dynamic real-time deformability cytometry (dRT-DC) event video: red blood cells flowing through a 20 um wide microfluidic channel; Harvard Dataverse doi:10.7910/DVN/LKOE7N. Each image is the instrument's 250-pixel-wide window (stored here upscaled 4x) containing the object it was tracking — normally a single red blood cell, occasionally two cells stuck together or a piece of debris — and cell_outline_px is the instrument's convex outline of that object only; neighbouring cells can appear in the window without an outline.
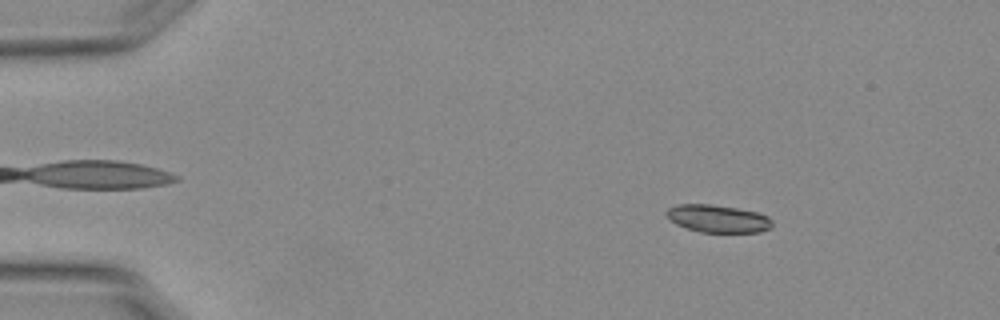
{"species": "Egyptian fruit bat (a non-hibernating species)", "species_latin": "Rousettus aegyptiacus", "temperature_condition": "warm", "stored_images_in_passage": 54, "camera_frame_rate_fps": 3000, "um_per_image_px": 0.085, "animal": {"sex": "female"}, "frame": {"image": 1, "passage_image": 8, "time_ms": 2.333, "image_size_px": [1000, 320], "cell_outline_px": [[772, 228], [760, 232], [700, 232], [676, 224], [664, 212], [668, 208], [676, 204], [712, 204], [736, 208], [756, 212], [768, 216], [772, 220]], "centroid_in_image_um": [61.03, 18.58], "position_along_channel_um": 24.0, "area_um2": 16.99}}
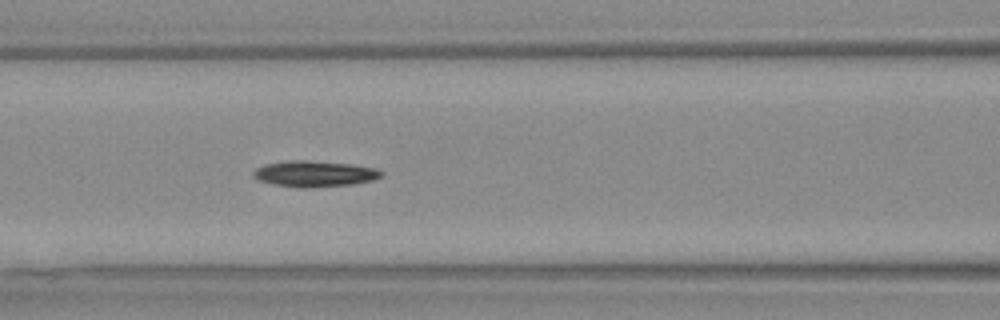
{"frame": {"image": 2, "passage_image": 24, "time_ms": 7.667, "image_size_px": [1000, 320], "cell_outline_px": [[384, 172], [380, 176], [372, 180], [352, 184], [312, 188], [304, 188], [276, 184], [260, 180], [252, 176], [252, 172], [256, 168], [264, 164], [296, 160], [304, 160], [348, 164], [376, 168]], "centroid_in_image_um": [26.73, 14.77], "position_along_channel_um": 139.9, "area_um2": 19.07}}
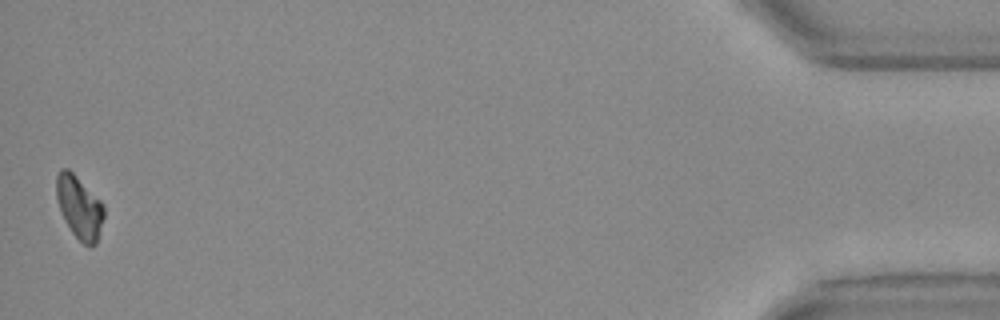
{"frame": {"image": 3, "passage_image": 54, "time_ms": 17.667, "image_size_px": [1000, 320], "cell_outline_px": [[104, 216], [96, 244], [84, 244], [72, 232], [60, 208], [56, 196], [56, 176], [60, 168], [68, 168], [100, 200], [104, 208]], "centroid_in_image_um": [6.74, 17.57], "position_along_channel_um": 428.5, "area_um2": 16.88}, "authors_computed_cell_mechanics": {"area_um2": 17.9469, "velocity_mm_per_s": 3.779, "shape_relaxation_time_tau1_ms": 5.7668, "shape_relaxation_time_tau2_ms": 5.4235, "deformation_change_tau1": 0.1433, "deformation_change_tau2": 0.1051}}